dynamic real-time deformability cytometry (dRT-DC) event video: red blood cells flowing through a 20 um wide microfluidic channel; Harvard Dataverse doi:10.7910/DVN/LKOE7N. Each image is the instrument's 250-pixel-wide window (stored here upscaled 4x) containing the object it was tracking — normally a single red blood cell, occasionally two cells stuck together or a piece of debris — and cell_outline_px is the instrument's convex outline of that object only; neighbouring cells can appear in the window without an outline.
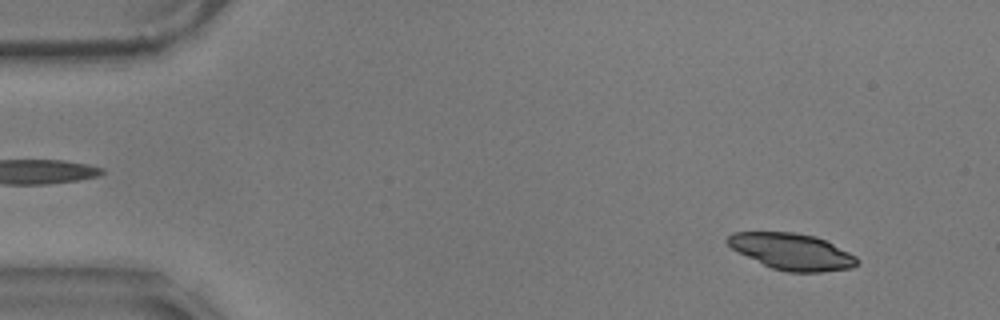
{"species": "common noctule bat (a hibernating species)", "species_latin": "Nyctalus noctula", "temperature_condition": "warm", "stored_images_in_passage": 56, "camera_frame_rate_fps": 3000, "um_per_image_px": 0.085, "animal": {"sex": "male", "body_mass_g": 17.9}, "frame": {"image": 1, "passage_image": 5, "time_ms": 1.333, "image_size_px": [1000, 320], "cell_outline_px": [[860, 260], [852, 268], [820, 272], [788, 272], [772, 268], [732, 248], [724, 240], [732, 232], [796, 232], [816, 236], [856, 256]], "centroid_in_image_um": [67.32, 21.37], "position_along_channel_um": 17.7, "area_um2": 27.17}}